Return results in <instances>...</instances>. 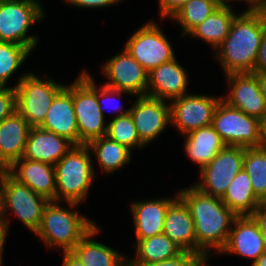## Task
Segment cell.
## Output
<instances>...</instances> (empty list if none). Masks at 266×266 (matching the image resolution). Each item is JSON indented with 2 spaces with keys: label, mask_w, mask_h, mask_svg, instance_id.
<instances>
[{
  "label": "cell",
  "mask_w": 266,
  "mask_h": 266,
  "mask_svg": "<svg viewBox=\"0 0 266 266\" xmlns=\"http://www.w3.org/2000/svg\"><path fill=\"white\" fill-rule=\"evenodd\" d=\"M186 68L177 59L163 63L148 73L147 96L171 101L189 94Z\"/></svg>",
  "instance_id": "cell-16"
},
{
  "label": "cell",
  "mask_w": 266,
  "mask_h": 266,
  "mask_svg": "<svg viewBox=\"0 0 266 266\" xmlns=\"http://www.w3.org/2000/svg\"><path fill=\"white\" fill-rule=\"evenodd\" d=\"M40 128L79 145V131L72 101V83L55 96Z\"/></svg>",
  "instance_id": "cell-19"
},
{
  "label": "cell",
  "mask_w": 266,
  "mask_h": 266,
  "mask_svg": "<svg viewBox=\"0 0 266 266\" xmlns=\"http://www.w3.org/2000/svg\"><path fill=\"white\" fill-rule=\"evenodd\" d=\"M32 52L26 47L11 42H0V87H7L12 75Z\"/></svg>",
  "instance_id": "cell-32"
},
{
  "label": "cell",
  "mask_w": 266,
  "mask_h": 266,
  "mask_svg": "<svg viewBox=\"0 0 266 266\" xmlns=\"http://www.w3.org/2000/svg\"><path fill=\"white\" fill-rule=\"evenodd\" d=\"M219 6L220 0H190L185 3L170 19L181 26L182 34L187 35Z\"/></svg>",
  "instance_id": "cell-30"
},
{
  "label": "cell",
  "mask_w": 266,
  "mask_h": 266,
  "mask_svg": "<svg viewBox=\"0 0 266 266\" xmlns=\"http://www.w3.org/2000/svg\"><path fill=\"white\" fill-rule=\"evenodd\" d=\"M123 46L149 73L176 58L173 45L155 21H148L127 38Z\"/></svg>",
  "instance_id": "cell-10"
},
{
  "label": "cell",
  "mask_w": 266,
  "mask_h": 266,
  "mask_svg": "<svg viewBox=\"0 0 266 266\" xmlns=\"http://www.w3.org/2000/svg\"><path fill=\"white\" fill-rule=\"evenodd\" d=\"M64 2L73 5L75 8H86V9H94V8H107L113 7V5H118L117 0H64Z\"/></svg>",
  "instance_id": "cell-38"
},
{
  "label": "cell",
  "mask_w": 266,
  "mask_h": 266,
  "mask_svg": "<svg viewBox=\"0 0 266 266\" xmlns=\"http://www.w3.org/2000/svg\"><path fill=\"white\" fill-rule=\"evenodd\" d=\"M9 225L0 216V266H4V261H3V252H4V245L6 244V239H7V234L9 233Z\"/></svg>",
  "instance_id": "cell-42"
},
{
  "label": "cell",
  "mask_w": 266,
  "mask_h": 266,
  "mask_svg": "<svg viewBox=\"0 0 266 266\" xmlns=\"http://www.w3.org/2000/svg\"><path fill=\"white\" fill-rule=\"evenodd\" d=\"M245 147L225 146L200 171L194 186L205 194L222 197L235 176L243 169Z\"/></svg>",
  "instance_id": "cell-11"
},
{
  "label": "cell",
  "mask_w": 266,
  "mask_h": 266,
  "mask_svg": "<svg viewBox=\"0 0 266 266\" xmlns=\"http://www.w3.org/2000/svg\"><path fill=\"white\" fill-rule=\"evenodd\" d=\"M96 156L100 170L112 174L130 163L132 152L126 146L113 141L108 136L94 139L86 145Z\"/></svg>",
  "instance_id": "cell-29"
},
{
  "label": "cell",
  "mask_w": 266,
  "mask_h": 266,
  "mask_svg": "<svg viewBox=\"0 0 266 266\" xmlns=\"http://www.w3.org/2000/svg\"><path fill=\"white\" fill-rule=\"evenodd\" d=\"M190 0H158L160 19H170L185 3Z\"/></svg>",
  "instance_id": "cell-37"
},
{
  "label": "cell",
  "mask_w": 266,
  "mask_h": 266,
  "mask_svg": "<svg viewBox=\"0 0 266 266\" xmlns=\"http://www.w3.org/2000/svg\"><path fill=\"white\" fill-rule=\"evenodd\" d=\"M211 126L227 146L261 147L263 122L248 116L221 99L215 109Z\"/></svg>",
  "instance_id": "cell-9"
},
{
  "label": "cell",
  "mask_w": 266,
  "mask_h": 266,
  "mask_svg": "<svg viewBox=\"0 0 266 266\" xmlns=\"http://www.w3.org/2000/svg\"><path fill=\"white\" fill-rule=\"evenodd\" d=\"M209 256H200L191 266H210Z\"/></svg>",
  "instance_id": "cell-45"
},
{
  "label": "cell",
  "mask_w": 266,
  "mask_h": 266,
  "mask_svg": "<svg viewBox=\"0 0 266 266\" xmlns=\"http://www.w3.org/2000/svg\"><path fill=\"white\" fill-rule=\"evenodd\" d=\"M86 145H74L55 165L56 201L82 204L96 178Z\"/></svg>",
  "instance_id": "cell-4"
},
{
  "label": "cell",
  "mask_w": 266,
  "mask_h": 266,
  "mask_svg": "<svg viewBox=\"0 0 266 266\" xmlns=\"http://www.w3.org/2000/svg\"><path fill=\"white\" fill-rule=\"evenodd\" d=\"M265 30L264 14L241 12L236 15L226 39L213 53L225 75L254 71Z\"/></svg>",
  "instance_id": "cell-2"
},
{
  "label": "cell",
  "mask_w": 266,
  "mask_h": 266,
  "mask_svg": "<svg viewBox=\"0 0 266 266\" xmlns=\"http://www.w3.org/2000/svg\"><path fill=\"white\" fill-rule=\"evenodd\" d=\"M72 101L79 131V145L105 136L107 124L98 103V87L89 71L82 70L72 82Z\"/></svg>",
  "instance_id": "cell-5"
},
{
  "label": "cell",
  "mask_w": 266,
  "mask_h": 266,
  "mask_svg": "<svg viewBox=\"0 0 266 266\" xmlns=\"http://www.w3.org/2000/svg\"><path fill=\"white\" fill-rule=\"evenodd\" d=\"M178 197L170 196L131 202V215L135 228V243L138 240L163 233L164 219L169 205Z\"/></svg>",
  "instance_id": "cell-20"
},
{
  "label": "cell",
  "mask_w": 266,
  "mask_h": 266,
  "mask_svg": "<svg viewBox=\"0 0 266 266\" xmlns=\"http://www.w3.org/2000/svg\"><path fill=\"white\" fill-rule=\"evenodd\" d=\"M221 99L222 95L189 93L171 100V126H175L182 136L193 130L210 126Z\"/></svg>",
  "instance_id": "cell-12"
},
{
  "label": "cell",
  "mask_w": 266,
  "mask_h": 266,
  "mask_svg": "<svg viewBox=\"0 0 266 266\" xmlns=\"http://www.w3.org/2000/svg\"><path fill=\"white\" fill-rule=\"evenodd\" d=\"M177 193L193 218L197 247L206 256H210V250L213 249L219 254L237 216L220 197L205 194L194 185L178 189Z\"/></svg>",
  "instance_id": "cell-1"
},
{
  "label": "cell",
  "mask_w": 266,
  "mask_h": 266,
  "mask_svg": "<svg viewBox=\"0 0 266 266\" xmlns=\"http://www.w3.org/2000/svg\"><path fill=\"white\" fill-rule=\"evenodd\" d=\"M67 204L66 209L59 201H49L44 207L41 224L35 232L48 248L56 250L59 247L62 252H71L96 225L92 219L79 213L77 209L79 204L71 202Z\"/></svg>",
  "instance_id": "cell-3"
},
{
  "label": "cell",
  "mask_w": 266,
  "mask_h": 266,
  "mask_svg": "<svg viewBox=\"0 0 266 266\" xmlns=\"http://www.w3.org/2000/svg\"><path fill=\"white\" fill-rule=\"evenodd\" d=\"M103 63L101 73L107 78L105 86L128 92L134 97L147 95L148 72L124 47Z\"/></svg>",
  "instance_id": "cell-13"
},
{
  "label": "cell",
  "mask_w": 266,
  "mask_h": 266,
  "mask_svg": "<svg viewBox=\"0 0 266 266\" xmlns=\"http://www.w3.org/2000/svg\"><path fill=\"white\" fill-rule=\"evenodd\" d=\"M97 225L96 223L74 246L71 253L85 266H128V258L125 254L122 255V252L93 239L101 232Z\"/></svg>",
  "instance_id": "cell-24"
},
{
  "label": "cell",
  "mask_w": 266,
  "mask_h": 266,
  "mask_svg": "<svg viewBox=\"0 0 266 266\" xmlns=\"http://www.w3.org/2000/svg\"><path fill=\"white\" fill-rule=\"evenodd\" d=\"M251 266H266V250L252 262Z\"/></svg>",
  "instance_id": "cell-46"
},
{
  "label": "cell",
  "mask_w": 266,
  "mask_h": 266,
  "mask_svg": "<svg viewBox=\"0 0 266 266\" xmlns=\"http://www.w3.org/2000/svg\"><path fill=\"white\" fill-rule=\"evenodd\" d=\"M238 13L228 6H219L209 17L196 26L187 37L203 40L216 50L226 39L232 21Z\"/></svg>",
  "instance_id": "cell-26"
},
{
  "label": "cell",
  "mask_w": 266,
  "mask_h": 266,
  "mask_svg": "<svg viewBox=\"0 0 266 266\" xmlns=\"http://www.w3.org/2000/svg\"><path fill=\"white\" fill-rule=\"evenodd\" d=\"M16 110V92L14 86L0 87V122Z\"/></svg>",
  "instance_id": "cell-35"
},
{
  "label": "cell",
  "mask_w": 266,
  "mask_h": 266,
  "mask_svg": "<svg viewBox=\"0 0 266 266\" xmlns=\"http://www.w3.org/2000/svg\"><path fill=\"white\" fill-rule=\"evenodd\" d=\"M30 128L17 110L0 122V169L23 157Z\"/></svg>",
  "instance_id": "cell-22"
},
{
  "label": "cell",
  "mask_w": 266,
  "mask_h": 266,
  "mask_svg": "<svg viewBox=\"0 0 266 266\" xmlns=\"http://www.w3.org/2000/svg\"><path fill=\"white\" fill-rule=\"evenodd\" d=\"M252 73H264L266 74V30L262 36L261 44L258 50L257 59L255 62V68Z\"/></svg>",
  "instance_id": "cell-40"
},
{
  "label": "cell",
  "mask_w": 266,
  "mask_h": 266,
  "mask_svg": "<svg viewBox=\"0 0 266 266\" xmlns=\"http://www.w3.org/2000/svg\"><path fill=\"white\" fill-rule=\"evenodd\" d=\"M136 244V245H135ZM134 258H128V264H148L172 259L180 255L183 250L162 233L134 243Z\"/></svg>",
  "instance_id": "cell-28"
},
{
  "label": "cell",
  "mask_w": 266,
  "mask_h": 266,
  "mask_svg": "<svg viewBox=\"0 0 266 266\" xmlns=\"http://www.w3.org/2000/svg\"><path fill=\"white\" fill-rule=\"evenodd\" d=\"M250 216L257 223L266 247V203H261Z\"/></svg>",
  "instance_id": "cell-39"
},
{
  "label": "cell",
  "mask_w": 266,
  "mask_h": 266,
  "mask_svg": "<svg viewBox=\"0 0 266 266\" xmlns=\"http://www.w3.org/2000/svg\"><path fill=\"white\" fill-rule=\"evenodd\" d=\"M123 93L126 94L127 96L129 95V96L133 97L128 92H123V91H120V90H116V89L107 87L104 84H102V86L100 88L98 87V103H99V106H100V110H101V112L104 115V118H105V108H106V111L108 110L107 109L108 107H104V106L107 105L108 103L109 104L107 106H109L111 104L110 108H111V110H113V112H115V116L114 117L121 116V115H126V114L129 113V107L124 110L123 107H122L123 105H121L119 103L120 101H118V103L116 104V98L118 100H119V98L121 99ZM116 113H118V114H116Z\"/></svg>",
  "instance_id": "cell-34"
},
{
  "label": "cell",
  "mask_w": 266,
  "mask_h": 266,
  "mask_svg": "<svg viewBox=\"0 0 266 266\" xmlns=\"http://www.w3.org/2000/svg\"><path fill=\"white\" fill-rule=\"evenodd\" d=\"M266 250L262 234L251 216H237L231 226L222 254H233L253 260Z\"/></svg>",
  "instance_id": "cell-17"
},
{
  "label": "cell",
  "mask_w": 266,
  "mask_h": 266,
  "mask_svg": "<svg viewBox=\"0 0 266 266\" xmlns=\"http://www.w3.org/2000/svg\"><path fill=\"white\" fill-rule=\"evenodd\" d=\"M184 150L188 159L198 164L199 170L208 164L225 146L220 135L210 125L183 135Z\"/></svg>",
  "instance_id": "cell-25"
},
{
  "label": "cell",
  "mask_w": 266,
  "mask_h": 266,
  "mask_svg": "<svg viewBox=\"0 0 266 266\" xmlns=\"http://www.w3.org/2000/svg\"><path fill=\"white\" fill-rule=\"evenodd\" d=\"M110 139L126 146L131 151L135 148L143 149L146 146L140 141L134 121L130 113L113 117L107 124V133Z\"/></svg>",
  "instance_id": "cell-33"
},
{
  "label": "cell",
  "mask_w": 266,
  "mask_h": 266,
  "mask_svg": "<svg viewBox=\"0 0 266 266\" xmlns=\"http://www.w3.org/2000/svg\"><path fill=\"white\" fill-rule=\"evenodd\" d=\"M200 256L183 251L175 258L148 264H128V266H191Z\"/></svg>",
  "instance_id": "cell-36"
},
{
  "label": "cell",
  "mask_w": 266,
  "mask_h": 266,
  "mask_svg": "<svg viewBox=\"0 0 266 266\" xmlns=\"http://www.w3.org/2000/svg\"><path fill=\"white\" fill-rule=\"evenodd\" d=\"M257 78H258L259 89L266 105V74L257 73Z\"/></svg>",
  "instance_id": "cell-44"
},
{
  "label": "cell",
  "mask_w": 266,
  "mask_h": 266,
  "mask_svg": "<svg viewBox=\"0 0 266 266\" xmlns=\"http://www.w3.org/2000/svg\"><path fill=\"white\" fill-rule=\"evenodd\" d=\"M136 99L129 107V113L140 141L148 146L171 125L170 103L147 95L138 96Z\"/></svg>",
  "instance_id": "cell-14"
},
{
  "label": "cell",
  "mask_w": 266,
  "mask_h": 266,
  "mask_svg": "<svg viewBox=\"0 0 266 266\" xmlns=\"http://www.w3.org/2000/svg\"><path fill=\"white\" fill-rule=\"evenodd\" d=\"M227 90L222 99L248 116L266 120V105L260 92L257 73H229L224 75Z\"/></svg>",
  "instance_id": "cell-15"
},
{
  "label": "cell",
  "mask_w": 266,
  "mask_h": 266,
  "mask_svg": "<svg viewBox=\"0 0 266 266\" xmlns=\"http://www.w3.org/2000/svg\"><path fill=\"white\" fill-rule=\"evenodd\" d=\"M41 78L32 72L18 76L14 85L16 92V110L31 127H39L51 106L55 96L65 87L52 78Z\"/></svg>",
  "instance_id": "cell-7"
},
{
  "label": "cell",
  "mask_w": 266,
  "mask_h": 266,
  "mask_svg": "<svg viewBox=\"0 0 266 266\" xmlns=\"http://www.w3.org/2000/svg\"><path fill=\"white\" fill-rule=\"evenodd\" d=\"M221 200L236 216H250L262 203L256 197L244 169L232 180Z\"/></svg>",
  "instance_id": "cell-27"
},
{
  "label": "cell",
  "mask_w": 266,
  "mask_h": 266,
  "mask_svg": "<svg viewBox=\"0 0 266 266\" xmlns=\"http://www.w3.org/2000/svg\"><path fill=\"white\" fill-rule=\"evenodd\" d=\"M262 146L266 148V120L263 122V144Z\"/></svg>",
  "instance_id": "cell-47"
},
{
  "label": "cell",
  "mask_w": 266,
  "mask_h": 266,
  "mask_svg": "<svg viewBox=\"0 0 266 266\" xmlns=\"http://www.w3.org/2000/svg\"><path fill=\"white\" fill-rule=\"evenodd\" d=\"M49 201L33 192L27 185L19 183L6 170L1 169L0 216L10 226L7 213L14 214L30 232L38 230L45 205Z\"/></svg>",
  "instance_id": "cell-6"
},
{
  "label": "cell",
  "mask_w": 266,
  "mask_h": 266,
  "mask_svg": "<svg viewBox=\"0 0 266 266\" xmlns=\"http://www.w3.org/2000/svg\"><path fill=\"white\" fill-rule=\"evenodd\" d=\"M63 257L62 266H85L81 261L74 256L71 252H61Z\"/></svg>",
  "instance_id": "cell-43"
},
{
  "label": "cell",
  "mask_w": 266,
  "mask_h": 266,
  "mask_svg": "<svg viewBox=\"0 0 266 266\" xmlns=\"http://www.w3.org/2000/svg\"><path fill=\"white\" fill-rule=\"evenodd\" d=\"M74 144L67 138L40 127H31L23 158L55 165Z\"/></svg>",
  "instance_id": "cell-23"
},
{
  "label": "cell",
  "mask_w": 266,
  "mask_h": 266,
  "mask_svg": "<svg viewBox=\"0 0 266 266\" xmlns=\"http://www.w3.org/2000/svg\"><path fill=\"white\" fill-rule=\"evenodd\" d=\"M39 0H4L0 2V42L26 46L31 52L38 44L37 35L28 30L44 19L45 10Z\"/></svg>",
  "instance_id": "cell-8"
},
{
  "label": "cell",
  "mask_w": 266,
  "mask_h": 266,
  "mask_svg": "<svg viewBox=\"0 0 266 266\" xmlns=\"http://www.w3.org/2000/svg\"><path fill=\"white\" fill-rule=\"evenodd\" d=\"M243 169L250 177L256 197L266 203V148H245Z\"/></svg>",
  "instance_id": "cell-31"
},
{
  "label": "cell",
  "mask_w": 266,
  "mask_h": 266,
  "mask_svg": "<svg viewBox=\"0 0 266 266\" xmlns=\"http://www.w3.org/2000/svg\"><path fill=\"white\" fill-rule=\"evenodd\" d=\"M6 171L19 183L27 185L33 192L56 201L55 168L53 165L20 158Z\"/></svg>",
  "instance_id": "cell-18"
},
{
  "label": "cell",
  "mask_w": 266,
  "mask_h": 266,
  "mask_svg": "<svg viewBox=\"0 0 266 266\" xmlns=\"http://www.w3.org/2000/svg\"><path fill=\"white\" fill-rule=\"evenodd\" d=\"M163 233L183 251L206 256L197 247L193 218L189 208L179 196L169 205L166 211Z\"/></svg>",
  "instance_id": "cell-21"
},
{
  "label": "cell",
  "mask_w": 266,
  "mask_h": 266,
  "mask_svg": "<svg viewBox=\"0 0 266 266\" xmlns=\"http://www.w3.org/2000/svg\"><path fill=\"white\" fill-rule=\"evenodd\" d=\"M262 14L266 16V0H263Z\"/></svg>",
  "instance_id": "cell-48"
},
{
  "label": "cell",
  "mask_w": 266,
  "mask_h": 266,
  "mask_svg": "<svg viewBox=\"0 0 266 266\" xmlns=\"http://www.w3.org/2000/svg\"><path fill=\"white\" fill-rule=\"evenodd\" d=\"M234 0H220L221 5L228 6L233 9V5L229 4V2ZM236 1H243V3H248V6L243 12H249V13H262V6H263V0H235Z\"/></svg>",
  "instance_id": "cell-41"
}]
</instances>
